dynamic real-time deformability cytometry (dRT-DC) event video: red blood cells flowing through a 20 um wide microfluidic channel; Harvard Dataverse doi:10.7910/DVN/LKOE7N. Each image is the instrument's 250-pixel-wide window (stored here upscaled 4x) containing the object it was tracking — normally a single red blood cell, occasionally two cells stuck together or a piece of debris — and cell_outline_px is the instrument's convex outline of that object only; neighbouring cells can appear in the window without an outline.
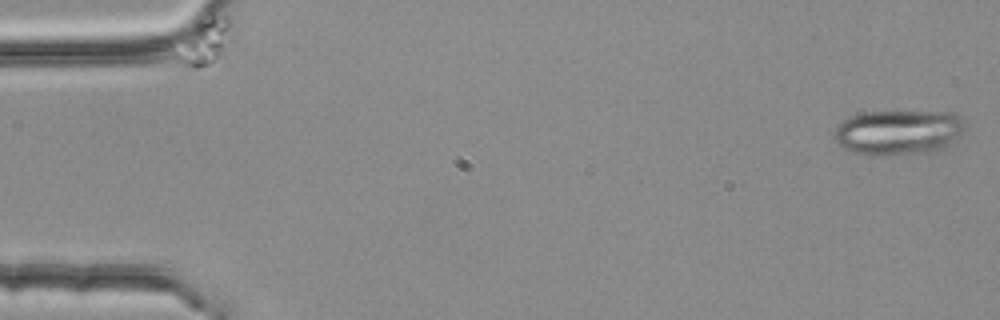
{"species": "common noctule bat (a hibernating species)", "species_latin": "Nyctalus noctula", "temperature_condition": "room temperature", "stored_images_in_passage": 44, "camera_frame_rate_fps": 3000, "um_per_image_px": 0.085, "animal": {"sex": "female", "body_mass_g": 25.1}, "frame": {"image": 1, "passage_image": 1, "time_ms": 0.0, "image_size_px": [1000, 320], "cell_outline_px": [[964, 128], [952, 144], [948, 148], [928, 152], [888, 156], [872, 156], [848, 152], [836, 144], [832, 136], [836, 124], [848, 116], [864, 112], [956, 112], [964, 120]], "centroid_in_image_um": [76.3, 11.27], "position_along_channel_um": 8.7, "area_um2": 35.32}}
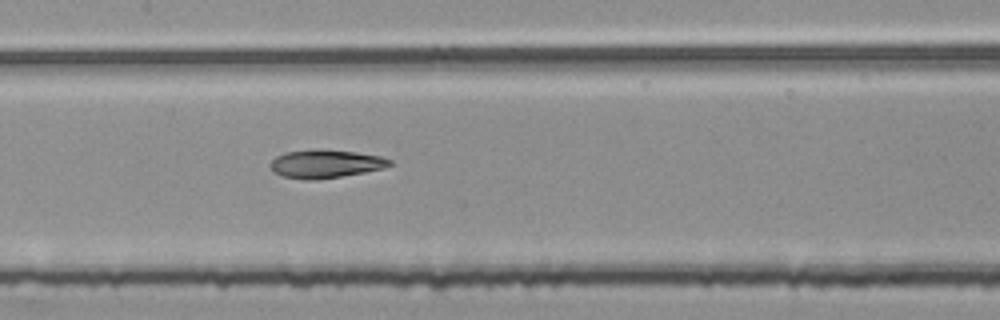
{"frame": {"image": 2, "passage_image": 26, "time_ms": 8.333, "image_size_px": [1000, 320], "cell_outline_px": [[392, 164], [380, 168], [364, 172], [316, 180], [304, 180], [284, 176], [276, 172], [268, 164], [276, 156], [284, 152], [312, 148], [324, 148], [356, 152], [380, 156], [392, 160]], "centroid_in_image_um": [27.63, 13.89], "position_along_channel_um": 179.8, "area_um2": 19.77}}
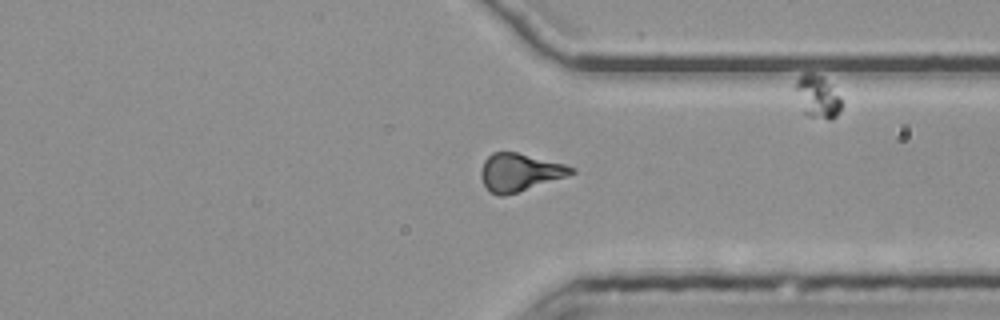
{"frame": {"image": 3, "passage_image": 41, "time_ms": 13.333, "image_size_px": [1000, 320], "cell_outline_px": [[576, 172], [504, 196], [500, 196], [492, 192], [484, 184], [480, 176], [480, 168], [484, 160], [492, 152], [516, 152], [564, 164], [576, 168]], "centroid_in_image_um": [44.12, 14.62], "position_along_channel_um": 367.3, "area_um2": 19.36}, "authors_computed_cell_mechanics": {"area_um2": 20.2011, "velocity_mm_per_s": 3.7806, "shape_relaxation_time_tau1_ms": 7.3346, "shape_relaxation_time_tau2_ms": 5.3006, "deformation_change_tau1": 0.2163, "deformation_change_tau2": 0.1699}}